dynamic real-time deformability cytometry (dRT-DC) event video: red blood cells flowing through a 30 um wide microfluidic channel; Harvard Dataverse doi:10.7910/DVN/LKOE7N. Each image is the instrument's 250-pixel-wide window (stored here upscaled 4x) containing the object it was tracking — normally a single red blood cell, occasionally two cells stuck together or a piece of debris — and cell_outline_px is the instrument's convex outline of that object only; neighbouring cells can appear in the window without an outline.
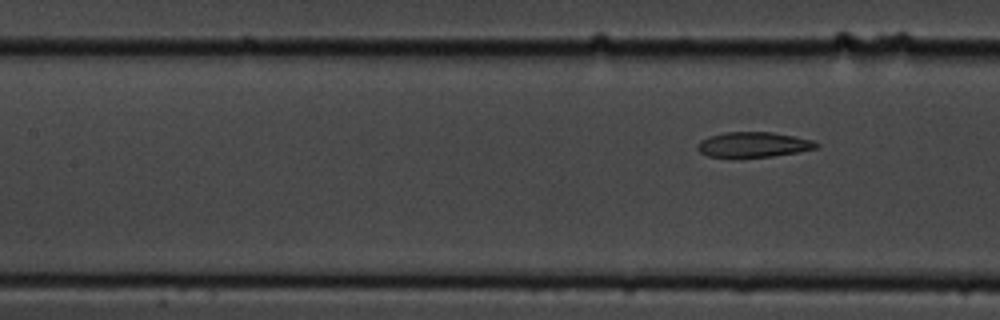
{"species": "common noctule bat (a hibernating species)", "species_latin": "Nyctalus noctula", "temperature_condition": "cold", "stored_images_in_passage": 5, "segment_of_instrument_passage": [2, 2], "camera_frame_rate_fps": 3000, "um_per_image_px": 0.085, "animal": {"sex": "male", "body_mass_g": 19.5, "forearm_length_mm": 54.6}, "frame": {"image": 1, "passage_image": 5, "time_ms": 5.333, "image_size_px": [1000, 320], "cell_outline_px": [[820, 144], [816, 148], [800, 152], [772, 156], [708, 156], [700, 152], [696, 148], [696, 144], [700, 140], [708, 136], [724, 132], [772, 132], [796, 136], [812, 140]], "centroid_in_image_um": [64.04, 12.27], "position_along_channel_um": 143.4, "area_um2": 17.34}}